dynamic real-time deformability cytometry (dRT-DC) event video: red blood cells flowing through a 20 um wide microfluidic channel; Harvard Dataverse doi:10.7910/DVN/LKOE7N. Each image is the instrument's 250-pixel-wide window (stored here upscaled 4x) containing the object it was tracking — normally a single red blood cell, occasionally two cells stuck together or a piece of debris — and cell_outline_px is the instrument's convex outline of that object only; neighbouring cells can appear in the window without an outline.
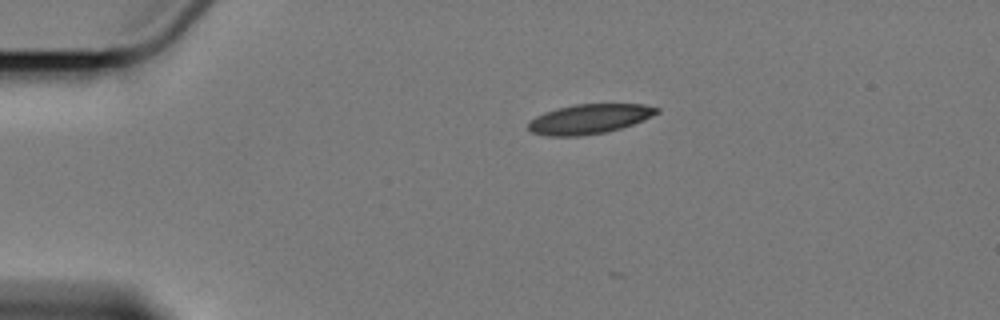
{"species": "Egyptian fruit bat (a non-hibernating species)", "species_latin": "Rousettus aegyptiacus", "temperature_condition": "cold", "stored_images_in_passage": 6, "camera_frame_rate_fps": 3000, "um_per_image_px": 0.085, "animal": {"sex": "female"}, "frame": {"image": 1, "passage_image": 1, "time_ms": 0.0, "image_size_px": [1000, 320], "cell_outline_px": [[660, 112], [644, 120], [608, 132], [580, 136], [548, 136], [532, 132], [528, 128], [528, 124], [536, 116], [544, 112], [556, 108], [576, 104], [644, 104], [660, 108]], "centroid_in_image_um": [50.11, 10.11], "position_along_channel_um": 34.9, "area_um2": 22.25}}
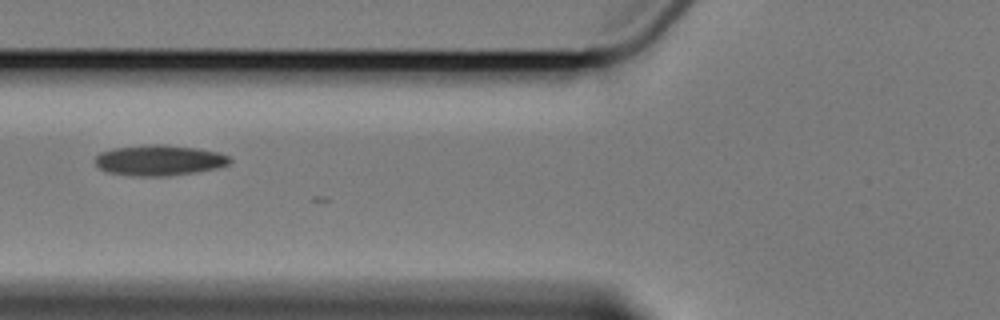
{"frame": {"image": 2, "passage_image": 4, "time_ms": 3.667, "image_size_px": [1000, 320], "cell_outline_px": [[232, 160], [228, 164], [216, 168], [192, 172], [164, 176], [140, 176], [108, 172], [100, 168], [96, 164], [96, 156], [100, 152], [112, 148], [144, 144], [164, 144], [196, 148], [220, 152], [228, 156]], "centroid_in_image_um": [13.52, 13.6], "position_along_channel_um": 112.3, "area_um2": 23.87}}
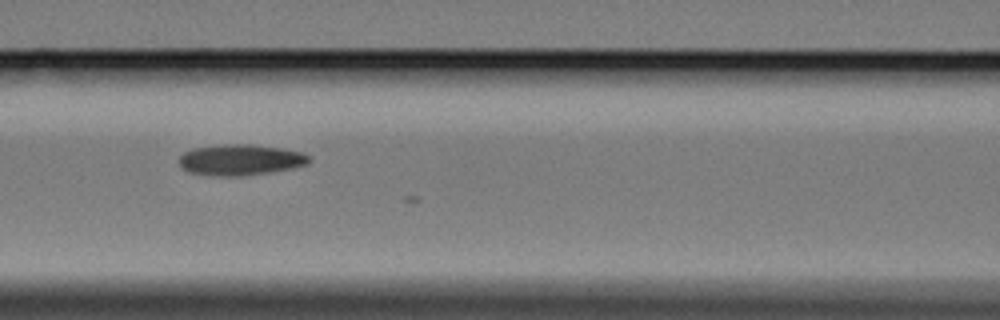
{"frame": {"image": 3, "passage_image": 5, "time_ms": 4.667, "image_size_px": [1000, 320], "cell_outline_px": [[312, 160], [308, 164], [292, 168], [272, 172], [244, 176], [212, 176], [188, 172], [180, 164], [180, 156], [184, 152], [192, 148], [224, 144], [252, 144], [280, 148], [304, 152], [312, 156]], "centroid_in_image_um": [20.49, 13.59], "position_along_channel_um": 146.1, "area_um2": 23.76}}